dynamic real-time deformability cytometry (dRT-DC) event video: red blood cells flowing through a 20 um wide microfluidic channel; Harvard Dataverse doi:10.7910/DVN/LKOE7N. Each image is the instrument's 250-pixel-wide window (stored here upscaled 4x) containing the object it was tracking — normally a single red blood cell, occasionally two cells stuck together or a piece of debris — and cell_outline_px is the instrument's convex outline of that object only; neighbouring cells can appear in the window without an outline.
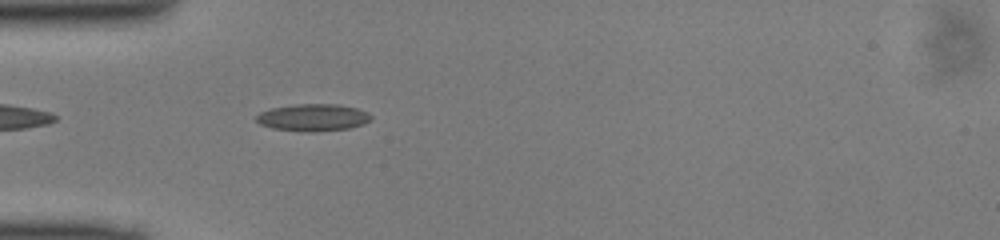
{"species": "common noctule bat (a hibernating species)", "species_latin": "Nyctalus noctula", "temperature_condition": "cold", "stored_images_in_passage": 35, "camera_frame_rate_fps": 3000, "um_per_image_px": 0.085, "animal": {"sex": "male", "body_mass_g": 13.0, "forearm_length_mm": 53.1}, "frame": {"image": 1, "passage_image": 1, "time_ms": 0.0, "image_size_px": [1000, 240], "cell_outline_px": [[372, 120], [364, 124], [348, 128], [316, 132], [308, 132], [272, 128], [260, 124], [256, 120], [256, 116], [260, 112], [272, 108], [292, 104], [340, 104], [356, 108], [368, 112], [372, 116]], "centroid_in_image_um": [26.63, 9.98], "position_along_channel_um": 58.4, "area_um2": 18.26}}
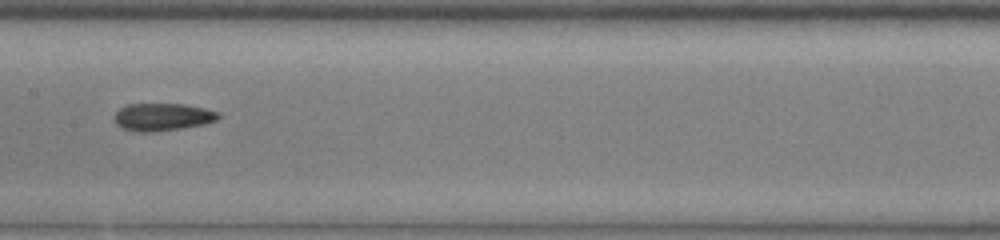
{"frame": {"image": 2, "passage_image": 11, "time_ms": 3.333, "image_size_px": [1000, 240], "cell_outline_px": [[220, 116], [216, 120], [204, 124], [180, 128], [152, 132], [140, 132], [124, 128], [116, 124], [116, 112], [120, 108], [128, 104], [184, 104], [204, 108], [220, 112]], "centroid_in_image_um": [13.84, 9.93], "position_along_channel_um": 193.6, "area_um2": 16.47}}
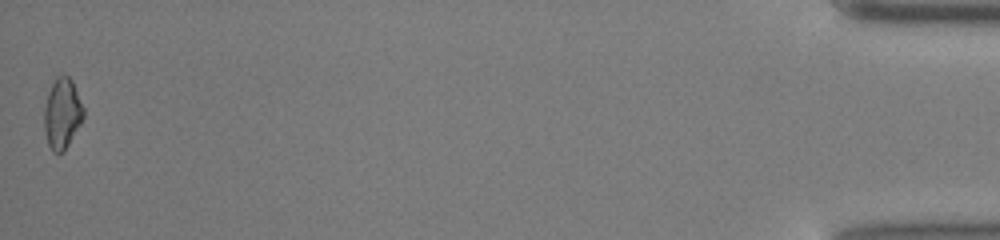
{"frame": {"image": 3, "passage_image": 35, "time_ms": 11.333, "image_size_px": [1000, 240], "cell_outline_px": [[84, 116], [80, 124], [64, 152], [52, 152], [48, 144], [44, 132], [44, 108], [48, 92], [56, 76], [68, 76], [72, 80], [84, 108]], "centroid_in_image_um": [5.28, 9.66], "position_along_channel_um": 429.9, "area_um2": 16.13}}